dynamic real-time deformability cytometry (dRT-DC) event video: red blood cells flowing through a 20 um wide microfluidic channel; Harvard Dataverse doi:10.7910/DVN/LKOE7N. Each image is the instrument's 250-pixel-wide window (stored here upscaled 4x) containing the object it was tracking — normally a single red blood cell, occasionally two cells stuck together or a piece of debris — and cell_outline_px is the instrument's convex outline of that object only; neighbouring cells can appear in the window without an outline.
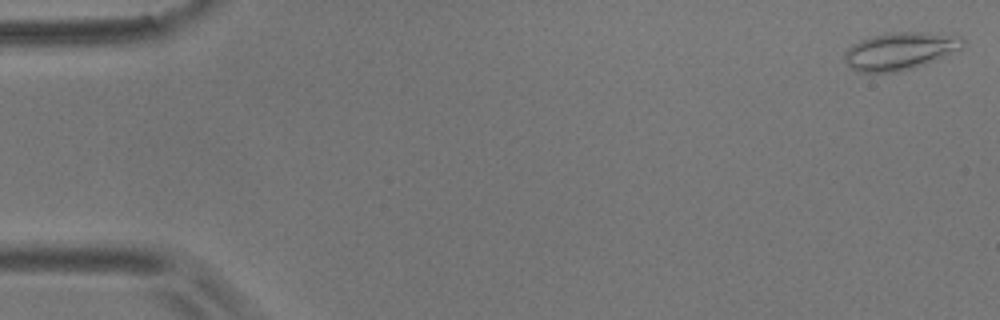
{"species": "common noctule bat (a hibernating species)", "species_latin": "Nyctalus noctula", "temperature_condition": "room temperature", "stored_images_in_passage": 19, "camera_frame_rate_fps": 3000, "um_per_image_px": 0.085, "animal": {"sex": "male", "body_mass_g": 17.9}, "frame": {"image": 1, "passage_image": 1, "time_ms": 0.0, "image_size_px": [1000, 320], "cell_outline_px": [[968, 40], [960, 52], [912, 68], [896, 72], [860, 72], [852, 68], [844, 60], [844, 52], [852, 44], [860, 40], [872, 36], [888, 32], [956, 32]], "centroid_in_image_um": [76.66, 4.29], "position_along_channel_um": 8.3, "area_um2": 26.76}}